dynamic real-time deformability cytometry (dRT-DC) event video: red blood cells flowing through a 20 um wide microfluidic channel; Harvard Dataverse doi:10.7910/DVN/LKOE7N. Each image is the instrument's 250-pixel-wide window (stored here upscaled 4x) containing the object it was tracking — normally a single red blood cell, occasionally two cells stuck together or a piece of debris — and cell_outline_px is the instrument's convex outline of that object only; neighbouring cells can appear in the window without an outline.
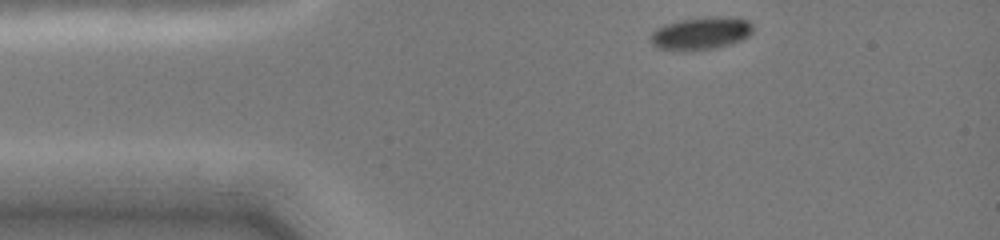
{"species": "common noctule bat (a hibernating species)", "species_latin": "Nyctalus noctula", "temperature_condition": "cold", "stored_images_in_passage": 8, "camera_frame_rate_fps": 3000, "um_per_image_px": 0.085, "animal": {"sex": "female", "body_mass_g": 19.0, "forearm_length_mm": 51.5}, "frame": {"image": 1, "passage_image": 1, "time_ms": 0.0, "image_size_px": [1000, 240], "cell_outline_px": [[752, 32], [748, 36], [740, 40], [728, 44], [712, 48], [660, 48], [652, 44], [652, 32], [656, 28], [664, 24], [680, 20], [708, 16], [720, 16], [748, 20], [752, 24]], "centroid_in_image_um": [59.61, 2.77], "position_along_channel_um": 25.4, "area_um2": 18.61}}
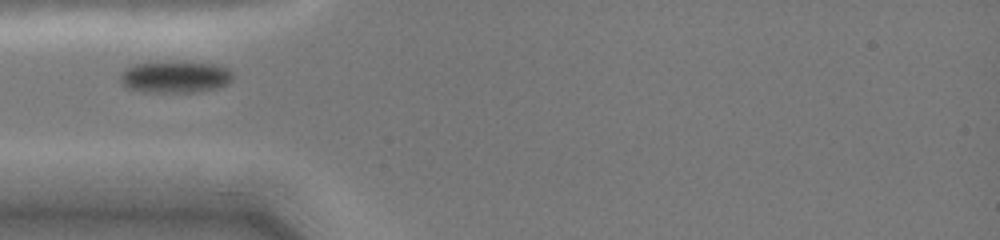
{"frame": {"image": 2, "passage_image": 6, "time_ms": 2.333, "image_size_px": [1000, 240], "cell_outline_px": [[232, 80], [228, 84], [216, 88], [192, 92], [148, 92], [128, 88], [120, 80], [120, 76], [124, 68], [136, 64], [212, 64], [228, 68], [232, 72]], "centroid_in_image_um": [14.9, 6.58], "position_along_channel_um": 70.1, "area_um2": 19.94}}